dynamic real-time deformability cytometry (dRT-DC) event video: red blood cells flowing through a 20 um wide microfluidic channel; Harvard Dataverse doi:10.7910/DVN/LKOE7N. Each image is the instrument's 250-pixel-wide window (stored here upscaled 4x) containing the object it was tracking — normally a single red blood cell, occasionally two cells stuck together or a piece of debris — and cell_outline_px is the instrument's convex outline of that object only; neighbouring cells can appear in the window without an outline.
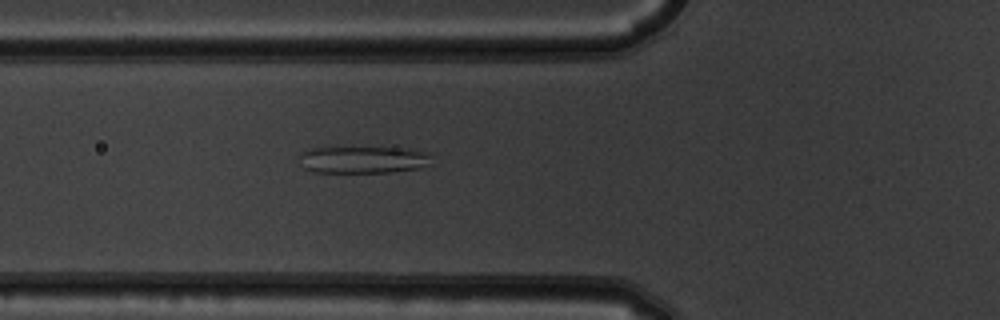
{"species": "common noctule bat (a hibernating species)", "species_latin": "Nyctalus noctula", "temperature_condition": "warm", "stored_images_in_passage": 6, "camera_frame_rate_fps": 3000, "um_per_image_px": 0.085, "animal": {"sex": "male", "body_mass_g": 19.5, "forearm_length_mm": 54.6}, "frame": {"image": 1, "passage_image": 6, "time_ms": 1.667, "image_size_px": [1000, 320], "cell_outline_px": [[432, 156], [428, 164], [420, 168], [392, 172], [312, 172], [304, 168], [300, 156], [304, 152], [312, 148], [404, 148], [424, 152]], "centroid_in_image_um": [30.89, 13.59], "position_along_channel_um": 94.9, "area_um2": 20.46}}